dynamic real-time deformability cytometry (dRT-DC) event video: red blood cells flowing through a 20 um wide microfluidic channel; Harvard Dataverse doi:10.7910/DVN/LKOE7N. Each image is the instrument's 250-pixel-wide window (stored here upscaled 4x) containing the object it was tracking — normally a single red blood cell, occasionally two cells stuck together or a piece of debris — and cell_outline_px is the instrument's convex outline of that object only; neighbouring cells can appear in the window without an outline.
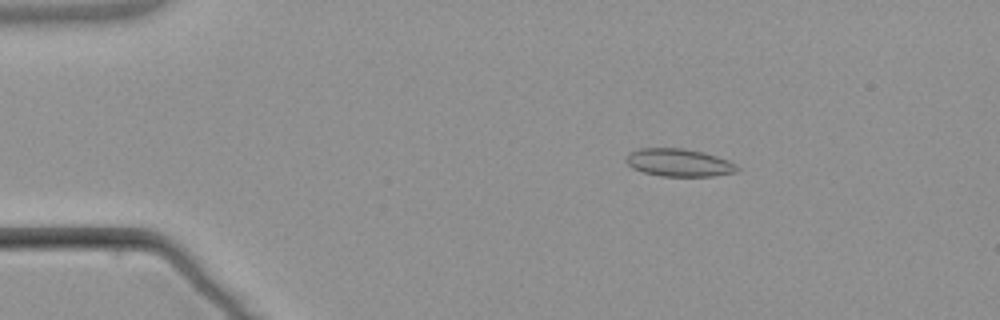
{"species": "common noctule bat (a hibernating species)", "species_latin": "Nyctalus noctula", "temperature_condition": "warm", "stored_images_in_passage": 5, "camera_frame_rate_fps": 3000, "um_per_image_px": 0.085, "animal": {"sex": "male", "body_mass_g": 21.5, "forearm_length_mm": 52.0}, "frame": {"image": 1, "passage_image": 3, "time_ms": 2.667, "image_size_px": [1000, 320], "cell_outline_px": [[740, 168], [736, 172], [712, 176], [660, 176], [644, 172], [632, 168], [624, 160], [632, 152], [640, 148], [684, 148], [704, 152], [728, 160], [736, 164]], "centroid_in_image_um": [57.73, 13.82], "position_along_channel_um": 27.3, "area_um2": 17.92}}